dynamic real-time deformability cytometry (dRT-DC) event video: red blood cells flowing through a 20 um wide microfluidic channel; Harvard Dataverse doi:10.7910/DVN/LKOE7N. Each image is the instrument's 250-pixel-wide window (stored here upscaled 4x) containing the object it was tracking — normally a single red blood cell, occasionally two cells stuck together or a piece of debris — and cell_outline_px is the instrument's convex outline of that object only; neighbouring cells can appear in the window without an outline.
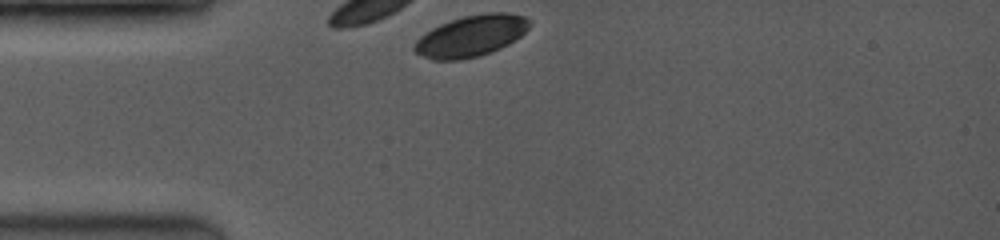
{"species": "common noctule bat (a hibernating species)", "species_latin": "Nyctalus noctula", "temperature_condition": "room temperature", "stored_images_in_passage": 6, "camera_frame_rate_fps": 3500, "um_per_image_px": 0.085, "animal": {"sex": "female", "body_mass_g": 19.0, "forearm_length_mm": 53.3}, "frame": {"image": 1, "passage_image": 1, "time_ms": 0.0, "image_size_px": [1000, 240], "cell_outline_px": [[532, 24], [520, 36], [508, 44], [500, 48], [476, 56], [456, 60], [432, 60], [416, 52], [412, 48], [416, 40], [420, 36], [432, 28], [440, 24], [464, 16], [484, 12], [508, 12], [524, 16], [532, 20]], "centroid_in_image_um": [40.06, 3.03], "position_along_channel_um": 44.9, "area_um2": 27.57}}